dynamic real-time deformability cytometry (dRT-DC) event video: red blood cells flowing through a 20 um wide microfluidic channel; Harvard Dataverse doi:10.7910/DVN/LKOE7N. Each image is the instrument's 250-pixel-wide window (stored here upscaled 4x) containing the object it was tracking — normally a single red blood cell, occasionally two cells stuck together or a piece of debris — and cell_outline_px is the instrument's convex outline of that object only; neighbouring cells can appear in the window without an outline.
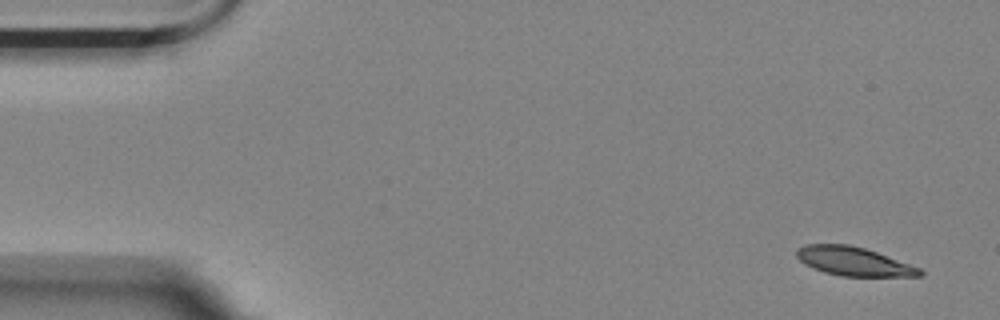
{"species": "Egyptian fruit bat (a non-hibernating species)", "species_latin": "Rousettus aegyptiacus", "temperature_condition": "room temperature", "stored_images_in_passage": 6, "camera_frame_rate_fps": 3000, "um_per_image_px": 0.085, "animal": {"sex": "female"}, "frame": {"image": 1, "passage_image": 1, "time_ms": 0.0, "image_size_px": [1000, 320], "cell_outline_px": [[924, 276], [840, 276], [824, 272], [812, 268], [804, 264], [796, 256], [796, 248], [804, 244], [848, 244], [864, 248], [876, 252], [920, 268], [924, 272]], "centroid_in_image_um": [72.52, 22.21], "position_along_channel_um": 12.5, "area_um2": 20.63}}
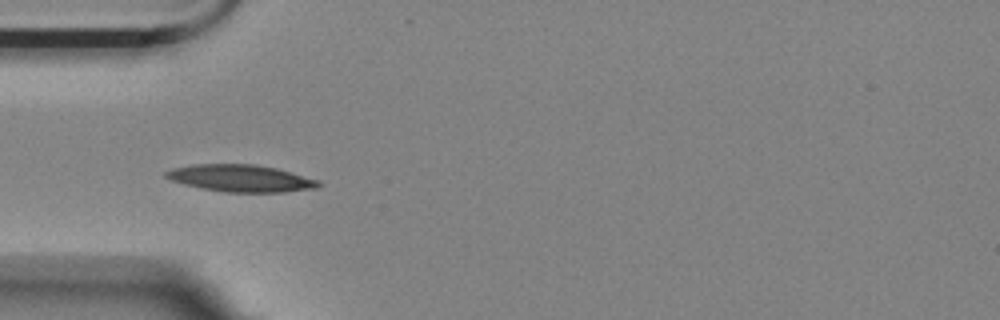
{"frame": {"image": 2, "passage_image": 5, "time_ms": 4.667, "image_size_px": [1000, 320], "cell_outline_px": [[320, 184], [316, 188], [284, 192], [224, 192], [200, 188], [184, 184], [172, 180], [164, 176], [164, 172], [172, 168], [192, 164], [256, 164], [276, 168], [320, 180]], "centroid_in_image_um": [20.45, 15.15], "position_along_channel_um": 64.6, "area_um2": 24.1}}
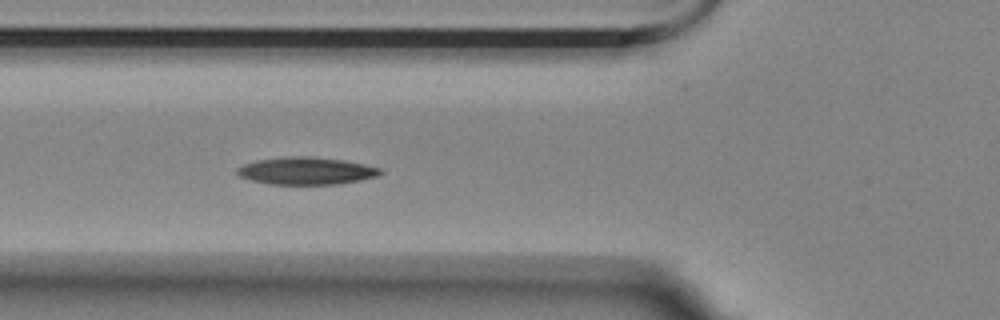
{"frame": {"image": 3, "passage_image": 6, "time_ms": 5.667, "image_size_px": [1000, 320], "cell_outline_px": [[384, 172], [376, 176], [360, 180], [340, 184], [272, 184], [252, 180], [240, 176], [236, 172], [236, 168], [244, 164], [256, 160], [284, 156], [308, 156], [340, 160], [364, 164], [380, 168]], "centroid_in_image_um": [26.01, 14.52], "position_along_channel_um": 99.8, "area_um2": 22.72}}